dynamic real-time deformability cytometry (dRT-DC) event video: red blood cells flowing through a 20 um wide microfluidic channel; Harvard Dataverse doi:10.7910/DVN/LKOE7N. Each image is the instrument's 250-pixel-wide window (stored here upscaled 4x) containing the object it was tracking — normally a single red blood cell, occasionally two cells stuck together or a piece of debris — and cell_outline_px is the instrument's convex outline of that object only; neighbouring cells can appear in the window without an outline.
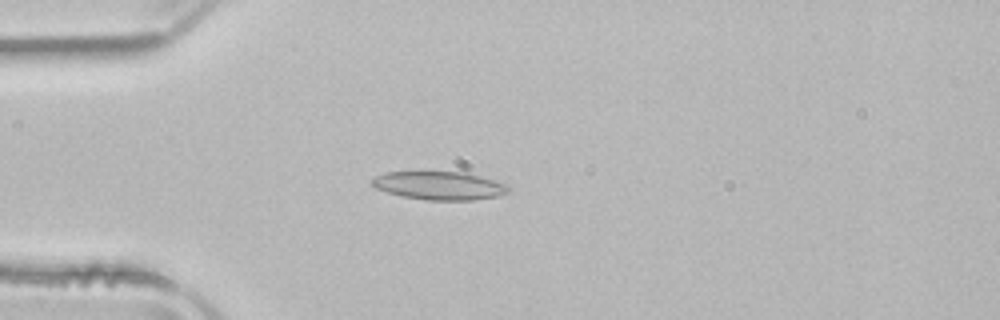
{"species": "common noctule bat (a hibernating species)", "species_latin": "Nyctalus noctula", "temperature_condition": "room temperature", "stored_images_in_passage": 52, "camera_frame_rate_fps": 3000, "um_per_image_px": 0.085, "animal": {"sex": "male", "body_mass_g": 21.5, "forearm_length_mm": 52.0}, "frame": {"image": 1, "passage_image": 14, "time_ms": 4.333, "image_size_px": [1000, 320], "cell_outline_px": [[512, 188], [508, 192], [496, 196], [472, 200], [428, 200], [404, 196], [388, 192], [376, 188], [372, 184], [372, 180], [376, 176], [384, 172], [464, 172], [480, 176], [508, 184]], "centroid_in_image_um": [37.39, 15.77], "position_along_channel_um": 47.6, "area_um2": 22.31}}
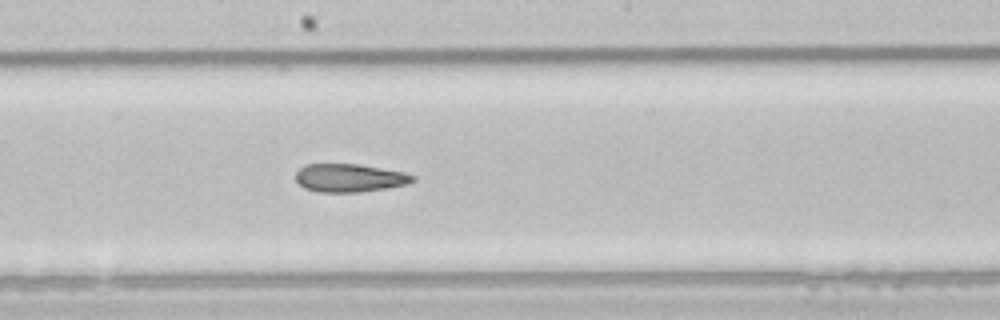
{"frame": {"image": 2, "passage_image": 28, "time_ms": 9.0, "image_size_px": [1000, 320], "cell_outline_px": [[416, 180], [408, 184], [388, 188], [360, 192], [316, 192], [304, 188], [296, 180], [296, 172], [304, 164], [360, 164], [404, 172], [416, 176]], "centroid_in_image_um": [29.73, 15.12], "position_along_channel_um": 218.5, "area_um2": 19.42}}
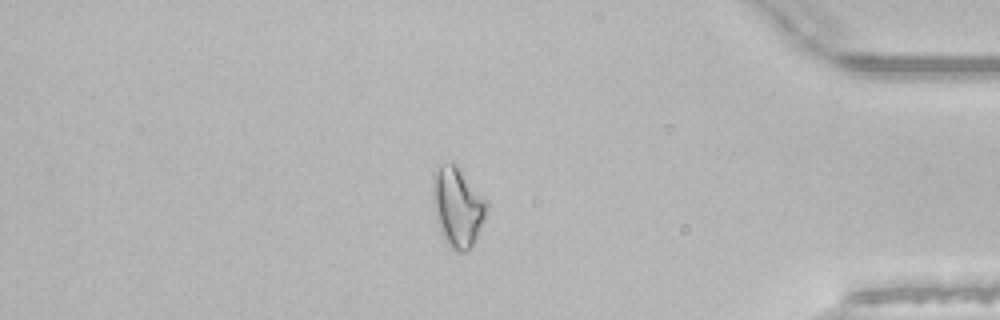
{"frame": {"image": 3, "passage_image": 44, "time_ms": 14.333, "image_size_px": [1000, 320], "cell_outline_px": [[488, 204], [484, 220], [476, 240], [464, 252], [456, 252], [444, 240], [432, 204], [432, 176], [440, 164], [456, 164]], "centroid_in_image_um": [38.87, 17.59], "position_along_channel_um": 396.3, "area_um2": 24.57}, "authors_computed_cell_mechanics": {"area_um2": 21.9351, "velocity_mm_per_s": 3.9552, "shape_relaxation_time_tau1_ms": null, "shape_relaxation_time_tau2_ms": 2.626, "deformation_change_tau1": null, "deformation_change_tau2": 0.1055}}